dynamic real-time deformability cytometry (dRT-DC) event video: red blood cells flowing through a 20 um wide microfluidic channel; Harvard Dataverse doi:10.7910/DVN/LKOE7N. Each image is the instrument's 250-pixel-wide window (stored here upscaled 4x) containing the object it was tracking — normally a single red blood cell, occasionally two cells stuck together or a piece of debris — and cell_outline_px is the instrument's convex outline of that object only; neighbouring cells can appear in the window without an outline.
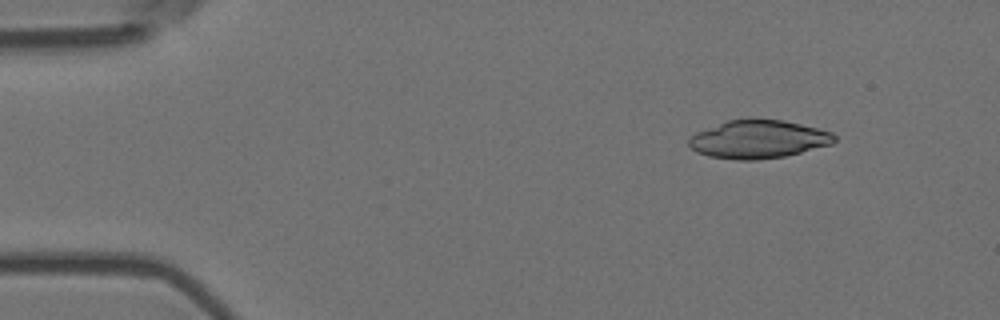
{"species": "Egyptian fruit bat (a non-hibernating species)", "species_latin": "Rousettus aegyptiacus", "temperature_condition": "room temperature", "stored_images_in_passage": 53, "camera_frame_rate_fps": 3000, "um_per_image_px": 0.085, "animal": {"sex": "female"}, "frame": {"image": 1, "passage_image": 5, "time_ms": 1.333, "image_size_px": [1000, 320], "cell_outline_px": [[836, 140], [832, 144], [784, 156], [756, 160], [736, 160], [708, 156], [696, 152], [688, 144], [688, 140], [696, 132], [728, 120], [784, 120], [832, 132], [836, 136]], "centroid_in_image_um": [64.45, 11.85], "position_along_channel_um": 20.5, "area_um2": 31.96}}
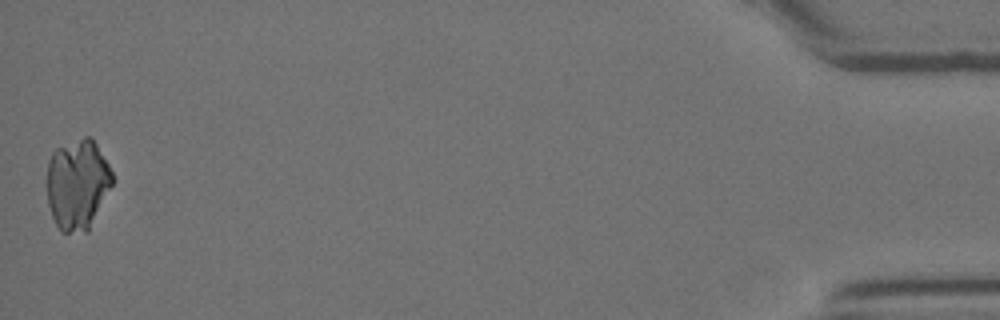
{"frame": {"image": 2, "passage_image": 53, "time_ms": 17.333, "image_size_px": [1000, 320], "cell_outline_px": [[112, 184], [88, 232], [60, 232], [52, 216], [48, 204], [48, 160], [52, 152], [56, 148], [84, 136], [92, 136], [108, 164], [112, 172]], "centroid_in_image_um": [6.58, 15.66], "position_along_channel_um": 428.6, "area_um2": 34.39}}